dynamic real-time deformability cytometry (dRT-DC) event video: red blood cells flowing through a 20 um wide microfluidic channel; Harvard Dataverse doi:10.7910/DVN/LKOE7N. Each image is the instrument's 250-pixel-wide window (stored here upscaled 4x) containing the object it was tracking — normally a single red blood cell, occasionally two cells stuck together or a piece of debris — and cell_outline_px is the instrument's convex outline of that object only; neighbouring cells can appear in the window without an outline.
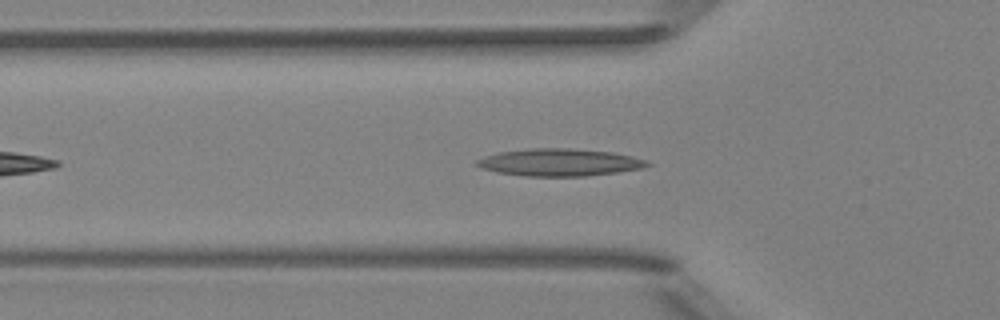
{"species": "Egyptian fruit bat (a non-hibernating species)", "species_latin": "Rousettus aegyptiacus", "temperature_condition": "room temperature", "stored_images_in_passage": 39, "camera_frame_rate_fps": 3000, "um_per_image_px": 0.085, "animal": {"sex": "female"}, "frame": {"image": 1, "passage_image": 7, "time_ms": 2.0, "image_size_px": [1000, 320], "cell_outline_px": [[652, 164], [644, 168], [588, 176], [524, 176], [496, 172], [480, 168], [472, 164], [476, 160], [484, 156], [496, 152], [532, 148], [568, 148], [612, 152], [632, 156], [648, 160]], "centroid_in_image_um": [47.52, 13.8], "position_along_channel_um": 78.3, "area_um2": 27.46}}
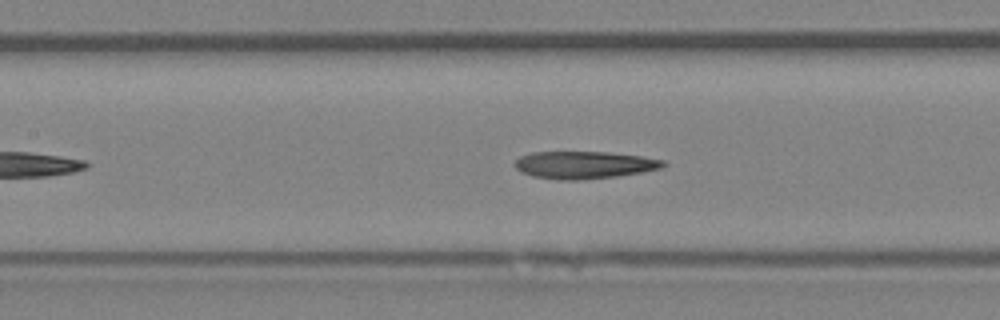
{"frame": {"image": 2, "passage_image": 13, "time_ms": 4.0, "image_size_px": [1000, 320], "cell_outline_px": [[668, 164], [660, 168], [640, 172], [616, 176], [576, 180], [560, 180], [532, 176], [520, 172], [512, 164], [520, 156], [532, 152], [608, 152], [640, 156], [664, 160]], "centroid_in_image_um": [49.61, 14.01], "position_along_channel_um": 157.8, "area_um2": 23.64}}
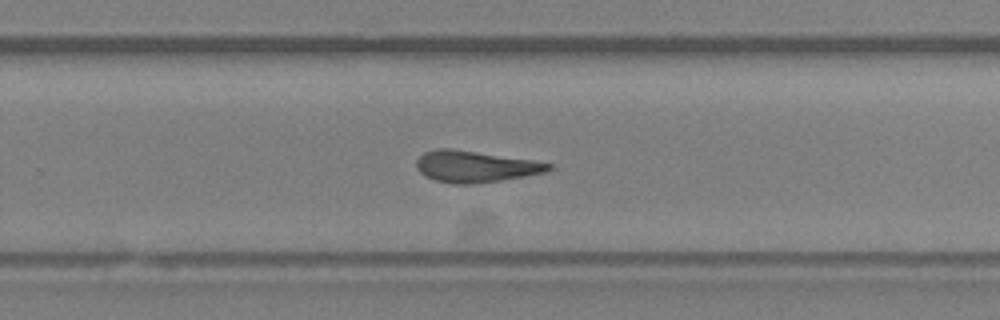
{"frame": {"image": 3, "passage_image": 23, "time_ms": 7.333, "image_size_px": [1000, 320], "cell_outline_px": [[552, 168], [544, 172], [524, 176], [500, 180], [472, 184], [452, 184], [436, 180], [424, 176], [416, 168], [416, 160], [424, 152], [436, 148], [452, 148], [532, 160], [552, 164]], "centroid_in_image_um": [40.34, 14.15], "position_along_channel_um": 289.5, "area_um2": 24.1}, "authors_computed_cell_mechanics": {"area_um2": 23.6402, "velocity_mm_per_s": 3.9764, "shape_relaxation_time_tau1_ms": null, "shape_relaxation_time_tau2_ms": 6.669, "deformation_change_tau1": null, "deformation_change_tau2": 0.2017}}